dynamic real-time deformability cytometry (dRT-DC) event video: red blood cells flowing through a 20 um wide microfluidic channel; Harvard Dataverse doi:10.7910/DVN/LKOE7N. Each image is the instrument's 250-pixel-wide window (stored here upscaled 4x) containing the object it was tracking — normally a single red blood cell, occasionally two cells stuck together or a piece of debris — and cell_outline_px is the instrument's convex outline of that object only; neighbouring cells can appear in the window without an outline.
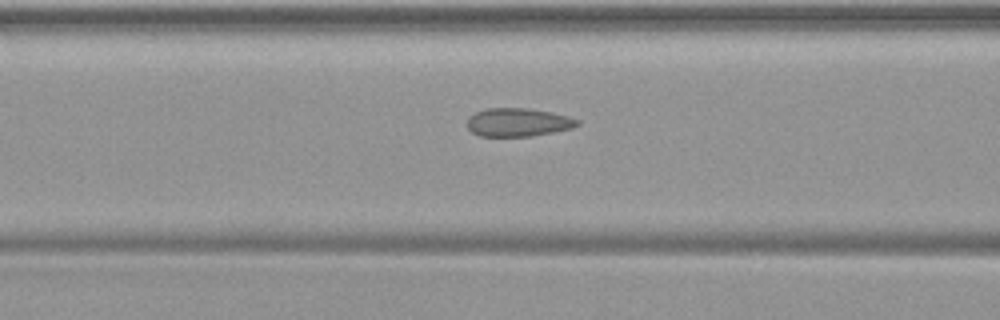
{"species": "common noctule bat (a hibernating species)", "species_latin": "Nyctalus noctula", "temperature_condition": "warm", "stored_images_in_passage": 49, "camera_frame_rate_fps": 3000, "um_per_image_px": 0.085, "animal": {"sex": "female", "body_mass_g": 19.9}, "frame": {"image": 1, "passage_image": 20, "time_ms": 6.333, "image_size_px": [1000, 320], "cell_outline_px": [[580, 124], [572, 128], [532, 136], [480, 136], [472, 132], [468, 128], [468, 116], [476, 112], [488, 108], [528, 108], [552, 112], [568, 116], [580, 120]], "centroid_in_image_um": [44.05, 10.39], "position_along_channel_um": 122.6, "area_um2": 18.21}}
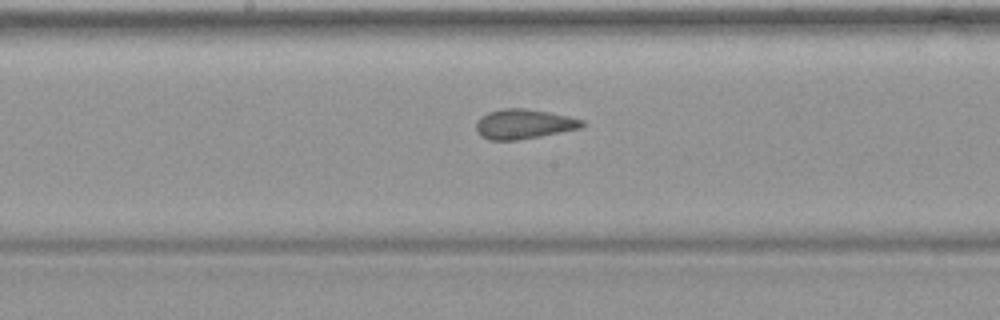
{"frame": {"image": 2, "passage_image": 26, "time_ms": 8.333, "image_size_px": [1000, 320], "cell_outline_px": [[584, 124], [580, 128], [540, 136], [516, 140], [488, 140], [480, 136], [476, 132], [476, 120], [480, 116], [488, 112], [504, 108], [524, 108], [548, 112], [568, 116], [584, 120]], "centroid_in_image_um": [44.46, 10.54], "position_along_channel_um": 203.7, "area_um2": 18.38}}
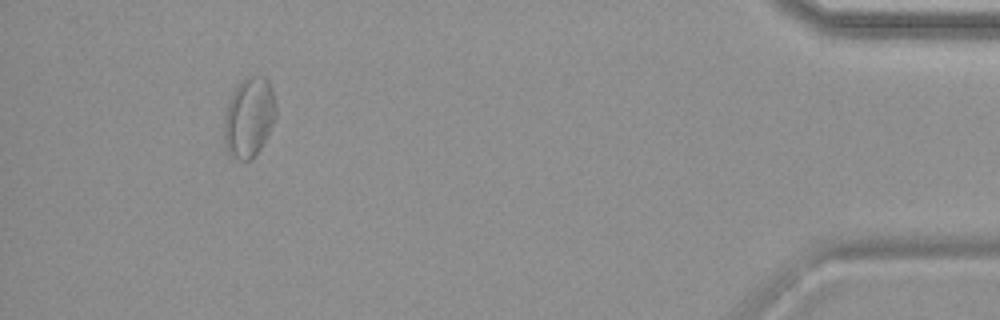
{"frame": {"image": 3, "passage_image": 46, "time_ms": 15.0, "image_size_px": [1000, 320], "cell_outline_px": [[276, 120], [260, 148], [252, 160], [240, 160], [228, 156], [224, 140], [224, 112], [236, 88], [248, 76], [264, 76], [268, 80], [272, 88], [276, 104]], "centroid_in_image_um": [21.18, 10.01], "position_along_channel_um": 414.0, "area_um2": 24.22}}